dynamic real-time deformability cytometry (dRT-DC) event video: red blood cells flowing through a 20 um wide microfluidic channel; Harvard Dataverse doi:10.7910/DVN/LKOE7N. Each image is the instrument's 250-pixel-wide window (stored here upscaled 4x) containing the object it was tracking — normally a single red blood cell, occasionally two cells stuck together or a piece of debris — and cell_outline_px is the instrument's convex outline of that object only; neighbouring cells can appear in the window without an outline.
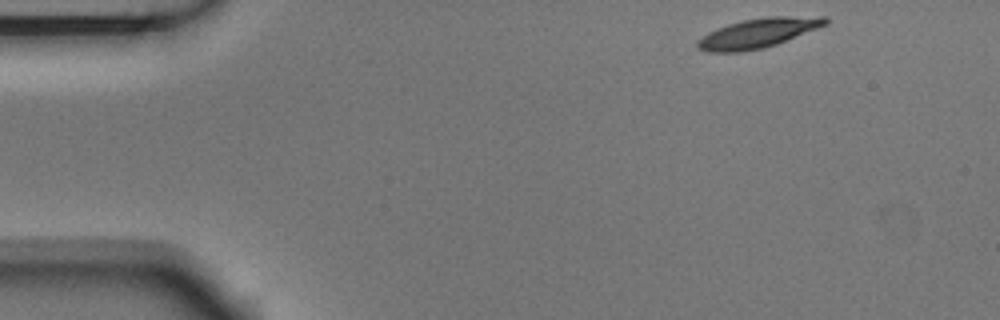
{"species": "Egyptian fruit bat (a non-hibernating species)", "species_latin": "Rousettus aegyptiacus", "temperature_condition": "room temperature", "stored_images_in_passage": 3, "camera_frame_rate_fps": 3000, "um_per_image_px": 0.085, "animal": {"sex": "male"}, "frame": {"image": 1, "passage_image": 1, "time_ms": 0.0, "image_size_px": [1000, 320], "cell_outline_px": [[828, 24], [776, 44], [764, 48], [740, 52], [708, 52], [696, 48], [696, 40], [708, 32], [716, 28], [728, 24], [744, 20], [768, 16], [828, 16]], "centroid_in_image_um": [64.41, 2.81], "position_along_channel_um": 20.6, "area_um2": 22.08}}
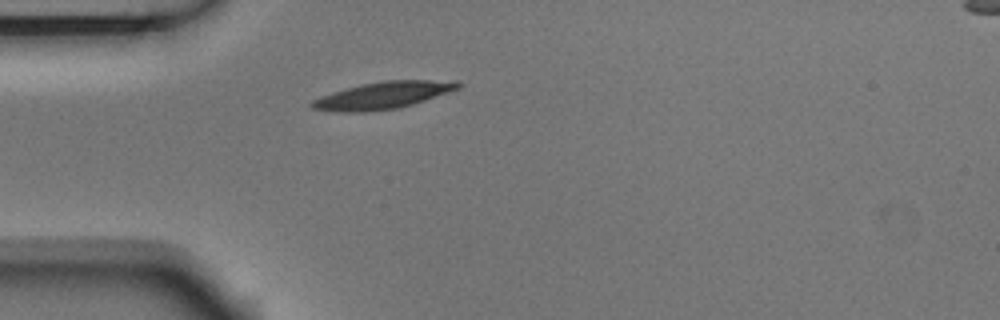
{"frame": {"image": 2, "passage_image": 3, "time_ms": 0.667, "image_size_px": [1000, 320], "cell_outline_px": [[464, 84], [460, 88], [400, 108], [364, 112], [340, 112], [312, 108], [308, 104], [312, 100], [320, 96], [332, 92], [360, 84], [384, 80], [460, 80]], "centroid_in_image_um": [32.57, 8.09], "position_along_channel_um": 52.4, "area_um2": 23.24}}